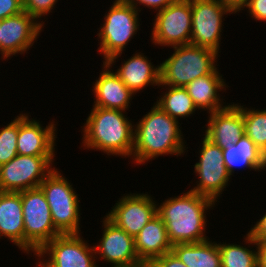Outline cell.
<instances>
[{
    "label": "cell",
    "mask_w": 266,
    "mask_h": 267,
    "mask_svg": "<svg viewBox=\"0 0 266 267\" xmlns=\"http://www.w3.org/2000/svg\"><path fill=\"white\" fill-rule=\"evenodd\" d=\"M243 242L245 245L243 243H218L221 267H258L257 242L248 232L244 235Z\"/></svg>",
    "instance_id": "25"
},
{
    "label": "cell",
    "mask_w": 266,
    "mask_h": 267,
    "mask_svg": "<svg viewBox=\"0 0 266 267\" xmlns=\"http://www.w3.org/2000/svg\"><path fill=\"white\" fill-rule=\"evenodd\" d=\"M173 53L160 63V85L185 87L191 81L213 73L219 53L192 44L175 46Z\"/></svg>",
    "instance_id": "5"
},
{
    "label": "cell",
    "mask_w": 266,
    "mask_h": 267,
    "mask_svg": "<svg viewBox=\"0 0 266 267\" xmlns=\"http://www.w3.org/2000/svg\"><path fill=\"white\" fill-rule=\"evenodd\" d=\"M157 203V215L163 220L172 245L198 243L209 239L206 234L207 212L216 207L211 198L190 190Z\"/></svg>",
    "instance_id": "2"
},
{
    "label": "cell",
    "mask_w": 266,
    "mask_h": 267,
    "mask_svg": "<svg viewBox=\"0 0 266 267\" xmlns=\"http://www.w3.org/2000/svg\"><path fill=\"white\" fill-rule=\"evenodd\" d=\"M29 113L19 114L17 154L26 156H55L57 125L53 119L45 127ZM57 124V125H56Z\"/></svg>",
    "instance_id": "16"
},
{
    "label": "cell",
    "mask_w": 266,
    "mask_h": 267,
    "mask_svg": "<svg viewBox=\"0 0 266 267\" xmlns=\"http://www.w3.org/2000/svg\"><path fill=\"white\" fill-rule=\"evenodd\" d=\"M247 232L256 242H266V212Z\"/></svg>",
    "instance_id": "34"
},
{
    "label": "cell",
    "mask_w": 266,
    "mask_h": 267,
    "mask_svg": "<svg viewBox=\"0 0 266 267\" xmlns=\"http://www.w3.org/2000/svg\"><path fill=\"white\" fill-rule=\"evenodd\" d=\"M143 52H135L130 58H126L121 65L114 70L120 80L135 95L144 91L146 87L160 85V65L152 64L151 59Z\"/></svg>",
    "instance_id": "20"
},
{
    "label": "cell",
    "mask_w": 266,
    "mask_h": 267,
    "mask_svg": "<svg viewBox=\"0 0 266 267\" xmlns=\"http://www.w3.org/2000/svg\"><path fill=\"white\" fill-rule=\"evenodd\" d=\"M151 41L155 46L172 47L190 44L192 31L191 0H175L155 13Z\"/></svg>",
    "instance_id": "10"
},
{
    "label": "cell",
    "mask_w": 266,
    "mask_h": 267,
    "mask_svg": "<svg viewBox=\"0 0 266 267\" xmlns=\"http://www.w3.org/2000/svg\"><path fill=\"white\" fill-rule=\"evenodd\" d=\"M54 158L55 156H15L0 166V191L21 192L39 187L55 169Z\"/></svg>",
    "instance_id": "11"
},
{
    "label": "cell",
    "mask_w": 266,
    "mask_h": 267,
    "mask_svg": "<svg viewBox=\"0 0 266 267\" xmlns=\"http://www.w3.org/2000/svg\"><path fill=\"white\" fill-rule=\"evenodd\" d=\"M58 1L59 0H23V10L45 26L46 23L43 21L45 16L53 13L52 11H54ZM43 16L44 19H42Z\"/></svg>",
    "instance_id": "29"
},
{
    "label": "cell",
    "mask_w": 266,
    "mask_h": 267,
    "mask_svg": "<svg viewBox=\"0 0 266 267\" xmlns=\"http://www.w3.org/2000/svg\"><path fill=\"white\" fill-rule=\"evenodd\" d=\"M207 117L202 133L222 149L235 144L245 134L241 103L231 102L227 107L210 113Z\"/></svg>",
    "instance_id": "17"
},
{
    "label": "cell",
    "mask_w": 266,
    "mask_h": 267,
    "mask_svg": "<svg viewBox=\"0 0 266 267\" xmlns=\"http://www.w3.org/2000/svg\"><path fill=\"white\" fill-rule=\"evenodd\" d=\"M81 126L85 150L101 151L108 157L132 158L134 122L126 111L93 107Z\"/></svg>",
    "instance_id": "3"
},
{
    "label": "cell",
    "mask_w": 266,
    "mask_h": 267,
    "mask_svg": "<svg viewBox=\"0 0 266 267\" xmlns=\"http://www.w3.org/2000/svg\"><path fill=\"white\" fill-rule=\"evenodd\" d=\"M128 4L135 7L139 12L142 10L140 8V5L144 7H148L149 9H153L155 12H158L165 7H167L169 4H172L175 0H125Z\"/></svg>",
    "instance_id": "33"
},
{
    "label": "cell",
    "mask_w": 266,
    "mask_h": 267,
    "mask_svg": "<svg viewBox=\"0 0 266 267\" xmlns=\"http://www.w3.org/2000/svg\"><path fill=\"white\" fill-rule=\"evenodd\" d=\"M43 28L42 24L25 11L1 20V61H8L16 54H27L44 31Z\"/></svg>",
    "instance_id": "14"
},
{
    "label": "cell",
    "mask_w": 266,
    "mask_h": 267,
    "mask_svg": "<svg viewBox=\"0 0 266 267\" xmlns=\"http://www.w3.org/2000/svg\"><path fill=\"white\" fill-rule=\"evenodd\" d=\"M24 222V253L34 257L53 238L61 235L53 225L52 215L40 187L21 191ZM30 253V254H29Z\"/></svg>",
    "instance_id": "7"
},
{
    "label": "cell",
    "mask_w": 266,
    "mask_h": 267,
    "mask_svg": "<svg viewBox=\"0 0 266 267\" xmlns=\"http://www.w3.org/2000/svg\"><path fill=\"white\" fill-rule=\"evenodd\" d=\"M243 105L245 135L266 156V109L258 110Z\"/></svg>",
    "instance_id": "27"
},
{
    "label": "cell",
    "mask_w": 266,
    "mask_h": 267,
    "mask_svg": "<svg viewBox=\"0 0 266 267\" xmlns=\"http://www.w3.org/2000/svg\"><path fill=\"white\" fill-rule=\"evenodd\" d=\"M223 5L228 7L234 14H238L244 10L249 0H219Z\"/></svg>",
    "instance_id": "35"
},
{
    "label": "cell",
    "mask_w": 266,
    "mask_h": 267,
    "mask_svg": "<svg viewBox=\"0 0 266 267\" xmlns=\"http://www.w3.org/2000/svg\"><path fill=\"white\" fill-rule=\"evenodd\" d=\"M158 88H161V91L165 89V91L161 92V95L157 97L154 103L171 118L181 121L179 119H186L189 116L195 115V112L198 111L184 87L159 85Z\"/></svg>",
    "instance_id": "26"
},
{
    "label": "cell",
    "mask_w": 266,
    "mask_h": 267,
    "mask_svg": "<svg viewBox=\"0 0 266 267\" xmlns=\"http://www.w3.org/2000/svg\"><path fill=\"white\" fill-rule=\"evenodd\" d=\"M135 249L141 262H150L172 251L163 220L156 215L135 237Z\"/></svg>",
    "instance_id": "22"
},
{
    "label": "cell",
    "mask_w": 266,
    "mask_h": 267,
    "mask_svg": "<svg viewBox=\"0 0 266 267\" xmlns=\"http://www.w3.org/2000/svg\"><path fill=\"white\" fill-rule=\"evenodd\" d=\"M11 241L24 252V222L21 192L0 191V239Z\"/></svg>",
    "instance_id": "21"
},
{
    "label": "cell",
    "mask_w": 266,
    "mask_h": 267,
    "mask_svg": "<svg viewBox=\"0 0 266 267\" xmlns=\"http://www.w3.org/2000/svg\"><path fill=\"white\" fill-rule=\"evenodd\" d=\"M191 9L190 44L220 53L224 16L234 13L219 0H191Z\"/></svg>",
    "instance_id": "12"
},
{
    "label": "cell",
    "mask_w": 266,
    "mask_h": 267,
    "mask_svg": "<svg viewBox=\"0 0 266 267\" xmlns=\"http://www.w3.org/2000/svg\"><path fill=\"white\" fill-rule=\"evenodd\" d=\"M19 114L0 129V166L17 156Z\"/></svg>",
    "instance_id": "28"
},
{
    "label": "cell",
    "mask_w": 266,
    "mask_h": 267,
    "mask_svg": "<svg viewBox=\"0 0 266 267\" xmlns=\"http://www.w3.org/2000/svg\"><path fill=\"white\" fill-rule=\"evenodd\" d=\"M122 267H149L148 262H140L132 266H122Z\"/></svg>",
    "instance_id": "37"
},
{
    "label": "cell",
    "mask_w": 266,
    "mask_h": 267,
    "mask_svg": "<svg viewBox=\"0 0 266 267\" xmlns=\"http://www.w3.org/2000/svg\"><path fill=\"white\" fill-rule=\"evenodd\" d=\"M146 113L134 124L132 164L146 165V162L158 159L159 156L181 157L187 154L188 145H185L187 143L180 122L155 103Z\"/></svg>",
    "instance_id": "1"
},
{
    "label": "cell",
    "mask_w": 266,
    "mask_h": 267,
    "mask_svg": "<svg viewBox=\"0 0 266 267\" xmlns=\"http://www.w3.org/2000/svg\"><path fill=\"white\" fill-rule=\"evenodd\" d=\"M222 151L224 164L231 177L237 168L256 172L266 170V156L245 134L235 144L223 148Z\"/></svg>",
    "instance_id": "23"
},
{
    "label": "cell",
    "mask_w": 266,
    "mask_h": 267,
    "mask_svg": "<svg viewBox=\"0 0 266 267\" xmlns=\"http://www.w3.org/2000/svg\"><path fill=\"white\" fill-rule=\"evenodd\" d=\"M50 207L53 225L61 234H82L80 198L62 171L55 168L39 185Z\"/></svg>",
    "instance_id": "6"
},
{
    "label": "cell",
    "mask_w": 266,
    "mask_h": 267,
    "mask_svg": "<svg viewBox=\"0 0 266 267\" xmlns=\"http://www.w3.org/2000/svg\"><path fill=\"white\" fill-rule=\"evenodd\" d=\"M126 194V195H125ZM105 215L117 227L135 238L141 229L157 215V202L148 192L125 193Z\"/></svg>",
    "instance_id": "13"
},
{
    "label": "cell",
    "mask_w": 266,
    "mask_h": 267,
    "mask_svg": "<svg viewBox=\"0 0 266 267\" xmlns=\"http://www.w3.org/2000/svg\"><path fill=\"white\" fill-rule=\"evenodd\" d=\"M100 222L104 230L99 241L93 244L97 262L102 260L105 263L106 261V264H112L111 267L132 266L140 263L135 249V238L117 227L106 216Z\"/></svg>",
    "instance_id": "15"
},
{
    "label": "cell",
    "mask_w": 266,
    "mask_h": 267,
    "mask_svg": "<svg viewBox=\"0 0 266 267\" xmlns=\"http://www.w3.org/2000/svg\"><path fill=\"white\" fill-rule=\"evenodd\" d=\"M112 3L103 17L104 23L98 28L96 36L99 47L96 51L100 56L103 55L102 62H106L114 69V65L118 62L116 60H120L128 43L140 31L139 26L142 24H140V12L135 7L125 0H114Z\"/></svg>",
    "instance_id": "4"
},
{
    "label": "cell",
    "mask_w": 266,
    "mask_h": 267,
    "mask_svg": "<svg viewBox=\"0 0 266 267\" xmlns=\"http://www.w3.org/2000/svg\"><path fill=\"white\" fill-rule=\"evenodd\" d=\"M149 267H188L171 251L148 262Z\"/></svg>",
    "instance_id": "32"
},
{
    "label": "cell",
    "mask_w": 266,
    "mask_h": 267,
    "mask_svg": "<svg viewBox=\"0 0 266 267\" xmlns=\"http://www.w3.org/2000/svg\"><path fill=\"white\" fill-rule=\"evenodd\" d=\"M101 69L98 79L96 77L92 85V94L95 97L92 107L129 111L135 94L126 87L106 62H103Z\"/></svg>",
    "instance_id": "18"
},
{
    "label": "cell",
    "mask_w": 266,
    "mask_h": 267,
    "mask_svg": "<svg viewBox=\"0 0 266 267\" xmlns=\"http://www.w3.org/2000/svg\"><path fill=\"white\" fill-rule=\"evenodd\" d=\"M212 241L177 243L172 245V252L188 267H221L218 242Z\"/></svg>",
    "instance_id": "24"
},
{
    "label": "cell",
    "mask_w": 266,
    "mask_h": 267,
    "mask_svg": "<svg viewBox=\"0 0 266 267\" xmlns=\"http://www.w3.org/2000/svg\"><path fill=\"white\" fill-rule=\"evenodd\" d=\"M222 76L217 68L213 73L201 76L184 87L198 111L204 110L210 114L230 104L224 102V98L221 96L222 92L224 93L229 87Z\"/></svg>",
    "instance_id": "19"
},
{
    "label": "cell",
    "mask_w": 266,
    "mask_h": 267,
    "mask_svg": "<svg viewBox=\"0 0 266 267\" xmlns=\"http://www.w3.org/2000/svg\"><path fill=\"white\" fill-rule=\"evenodd\" d=\"M23 0H0V20L21 13Z\"/></svg>",
    "instance_id": "31"
},
{
    "label": "cell",
    "mask_w": 266,
    "mask_h": 267,
    "mask_svg": "<svg viewBox=\"0 0 266 267\" xmlns=\"http://www.w3.org/2000/svg\"><path fill=\"white\" fill-rule=\"evenodd\" d=\"M83 238L81 234L53 238L36 253L35 267H99L94 247Z\"/></svg>",
    "instance_id": "8"
},
{
    "label": "cell",
    "mask_w": 266,
    "mask_h": 267,
    "mask_svg": "<svg viewBox=\"0 0 266 267\" xmlns=\"http://www.w3.org/2000/svg\"><path fill=\"white\" fill-rule=\"evenodd\" d=\"M202 136L198 148L200 149L199 159L193 165V171L198 180H195L196 182L190 191L207 196L218 204L224 190L230 185L229 182H231L232 177L224 164L222 148L213 144L204 135Z\"/></svg>",
    "instance_id": "9"
},
{
    "label": "cell",
    "mask_w": 266,
    "mask_h": 267,
    "mask_svg": "<svg viewBox=\"0 0 266 267\" xmlns=\"http://www.w3.org/2000/svg\"><path fill=\"white\" fill-rule=\"evenodd\" d=\"M258 267H266V242H257Z\"/></svg>",
    "instance_id": "36"
},
{
    "label": "cell",
    "mask_w": 266,
    "mask_h": 267,
    "mask_svg": "<svg viewBox=\"0 0 266 267\" xmlns=\"http://www.w3.org/2000/svg\"><path fill=\"white\" fill-rule=\"evenodd\" d=\"M0 38H1V20H0ZM1 41V39H0Z\"/></svg>",
    "instance_id": "38"
},
{
    "label": "cell",
    "mask_w": 266,
    "mask_h": 267,
    "mask_svg": "<svg viewBox=\"0 0 266 267\" xmlns=\"http://www.w3.org/2000/svg\"><path fill=\"white\" fill-rule=\"evenodd\" d=\"M245 8L252 20L266 22V0H249Z\"/></svg>",
    "instance_id": "30"
}]
</instances>
